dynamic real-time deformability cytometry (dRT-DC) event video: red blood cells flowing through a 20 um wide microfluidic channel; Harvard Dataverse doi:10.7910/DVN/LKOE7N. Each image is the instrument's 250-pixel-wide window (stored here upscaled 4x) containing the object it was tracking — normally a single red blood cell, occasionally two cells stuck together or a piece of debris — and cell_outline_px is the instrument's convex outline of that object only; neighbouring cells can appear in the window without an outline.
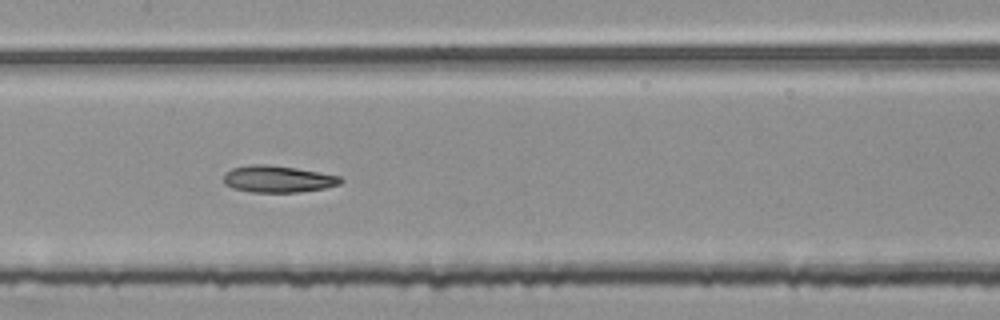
{"species": "common noctule bat (a hibernating species)", "species_latin": "Nyctalus noctula", "temperature_condition": "room temperature", "stored_images_in_passage": 54, "segment_of_instrument_passage": [2, 2], "camera_frame_rate_fps": 3000, "um_per_image_px": 0.085, "animal": {"sex": "female", "body_mass_g": 25.1}, "frame": {"image": 1, "passage_image": 27, "time_ms": 8.667, "image_size_px": [1000, 320], "cell_outline_px": [[344, 180], [340, 184], [324, 188], [296, 192], [252, 192], [232, 188], [224, 184], [224, 176], [232, 168], [252, 164], [264, 164], [296, 168], [340, 176]], "centroid_in_image_um": [23.62, 15.22], "position_along_channel_um": 183.8, "area_um2": 18.09}}
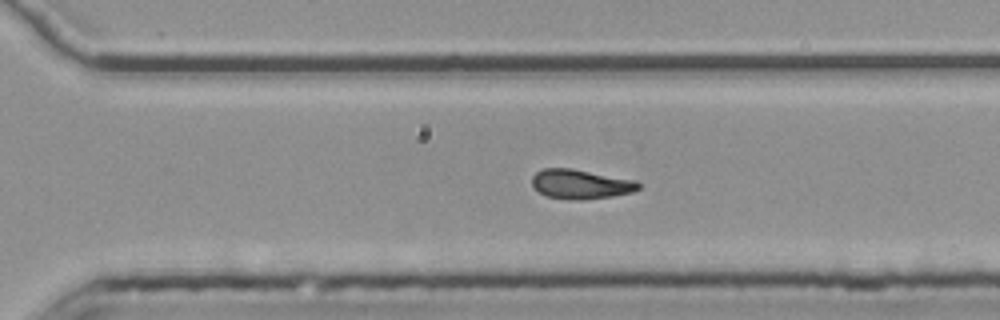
{"frame": {"image": 2, "passage_image": 38, "time_ms": 12.333, "image_size_px": [1000, 320], "cell_outline_px": [[640, 188], [632, 192], [612, 196], [584, 200], [572, 200], [548, 196], [540, 192], [532, 184], [532, 176], [536, 172], [544, 168], [572, 168], [636, 180], [640, 184]], "centroid_in_image_um": [49.37, 15.65], "position_along_channel_um": 321.2, "area_um2": 18.26}}
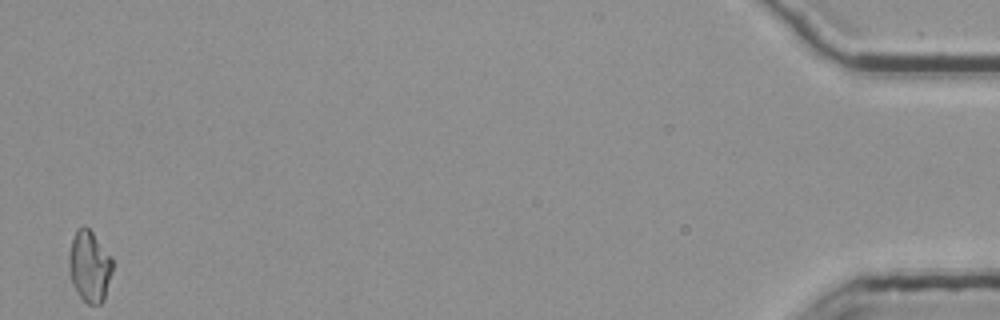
{"frame": {"image": 3, "passage_image": 54, "time_ms": 17.667, "image_size_px": [1000, 320], "cell_outline_px": [[112, 272], [104, 300], [100, 304], [88, 304], [76, 292], [72, 284], [68, 268], [68, 256], [72, 240], [76, 228], [84, 224], [92, 232], [112, 256]], "centroid_in_image_um": [7.6, 22.62], "position_along_channel_um": 427.6, "area_um2": 18.32}}